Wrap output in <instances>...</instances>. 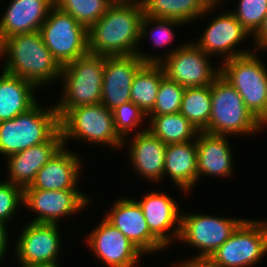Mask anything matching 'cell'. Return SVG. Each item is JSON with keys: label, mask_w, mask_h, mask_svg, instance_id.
Listing matches in <instances>:
<instances>
[{"label": "cell", "mask_w": 267, "mask_h": 267, "mask_svg": "<svg viewBox=\"0 0 267 267\" xmlns=\"http://www.w3.org/2000/svg\"><path fill=\"white\" fill-rule=\"evenodd\" d=\"M140 0L115 1L106 13L87 29L88 51L95 55L129 56L137 54L145 63H159L162 58L137 49L143 17ZM141 52V53H140Z\"/></svg>", "instance_id": "cell-1"}, {"label": "cell", "mask_w": 267, "mask_h": 267, "mask_svg": "<svg viewBox=\"0 0 267 267\" xmlns=\"http://www.w3.org/2000/svg\"><path fill=\"white\" fill-rule=\"evenodd\" d=\"M6 73L26 79L36 87L59 79L62 66L45 46L40 31L16 34L0 44Z\"/></svg>", "instance_id": "cell-2"}, {"label": "cell", "mask_w": 267, "mask_h": 267, "mask_svg": "<svg viewBox=\"0 0 267 267\" xmlns=\"http://www.w3.org/2000/svg\"><path fill=\"white\" fill-rule=\"evenodd\" d=\"M104 55L87 53L62 66L64 93L55 107L59 120L71 109L101 103Z\"/></svg>", "instance_id": "cell-3"}, {"label": "cell", "mask_w": 267, "mask_h": 267, "mask_svg": "<svg viewBox=\"0 0 267 267\" xmlns=\"http://www.w3.org/2000/svg\"><path fill=\"white\" fill-rule=\"evenodd\" d=\"M211 114L206 133L244 135L259 132L263 125L247 109L240 94L221 75L211 84Z\"/></svg>", "instance_id": "cell-4"}, {"label": "cell", "mask_w": 267, "mask_h": 267, "mask_svg": "<svg viewBox=\"0 0 267 267\" xmlns=\"http://www.w3.org/2000/svg\"><path fill=\"white\" fill-rule=\"evenodd\" d=\"M36 103L11 120L0 121V154L6 157L46 142L59 128L55 106L42 109Z\"/></svg>", "instance_id": "cell-5"}, {"label": "cell", "mask_w": 267, "mask_h": 267, "mask_svg": "<svg viewBox=\"0 0 267 267\" xmlns=\"http://www.w3.org/2000/svg\"><path fill=\"white\" fill-rule=\"evenodd\" d=\"M255 52L223 60L220 75L240 94L247 109L267 124V68Z\"/></svg>", "instance_id": "cell-6"}, {"label": "cell", "mask_w": 267, "mask_h": 267, "mask_svg": "<svg viewBox=\"0 0 267 267\" xmlns=\"http://www.w3.org/2000/svg\"><path fill=\"white\" fill-rule=\"evenodd\" d=\"M59 126L64 146L69 138L108 144L118 149L124 144L115 130L112 111L102 103L71 108L59 120Z\"/></svg>", "instance_id": "cell-7"}, {"label": "cell", "mask_w": 267, "mask_h": 267, "mask_svg": "<svg viewBox=\"0 0 267 267\" xmlns=\"http://www.w3.org/2000/svg\"><path fill=\"white\" fill-rule=\"evenodd\" d=\"M40 33L45 46L61 66L89 52L87 28L57 6L49 12Z\"/></svg>", "instance_id": "cell-8"}, {"label": "cell", "mask_w": 267, "mask_h": 267, "mask_svg": "<svg viewBox=\"0 0 267 267\" xmlns=\"http://www.w3.org/2000/svg\"><path fill=\"white\" fill-rule=\"evenodd\" d=\"M267 253V222L244 219L210 256L222 267H249Z\"/></svg>", "instance_id": "cell-9"}, {"label": "cell", "mask_w": 267, "mask_h": 267, "mask_svg": "<svg viewBox=\"0 0 267 267\" xmlns=\"http://www.w3.org/2000/svg\"><path fill=\"white\" fill-rule=\"evenodd\" d=\"M209 57L194 42L184 43L181 47L171 50L159 64L164 75L187 87L210 85L221 73L220 68H212ZM215 69V70H214Z\"/></svg>", "instance_id": "cell-10"}, {"label": "cell", "mask_w": 267, "mask_h": 267, "mask_svg": "<svg viewBox=\"0 0 267 267\" xmlns=\"http://www.w3.org/2000/svg\"><path fill=\"white\" fill-rule=\"evenodd\" d=\"M244 219L215 217L202 214H181L179 238L200 249L197 256H211Z\"/></svg>", "instance_id": "cell-11"}, {"label": "cell", "mask_w": 267, "mask_h": 267, "mask_svg": "<svg viewBox=\"0 0 267 267\" xmlns=\"http://www.w3.org/2000/svg\"><path fill=\"white\" fill-rule=\"evenodd\" d=\"M56 223L29 222L16 243V256L21 267L57 264L61 249Z\"/></svg>", "instance_id": "cell-12"}, {"label": "cell", "mask_w": 267, "mask_h": 267, "mask_svg": "<svg viewBox=\"0 0 267 267\" xmlns=\"http://www.w3.org/2000/svg\"><path fill=\"white\" fill-rule=\"evenodd\" d=\"M89 198L79 190L23 189V204L38 213L31 222L56 223L88 206Z\"/></svg>", "instance_id": "cell-13"}, {"label": "cell", "mask_w": 267, "mask_h": 267, "mask_svg": "<svg viewBox=\"0 0 267 267\" xmlns=\"http://www.w3.org/2000/svg\"><path fill=\"white\" fill-rule=\"evenodd\" d=\"M87 244L109 267H135L144 253L105 218L89 234Z\"/></svg>", "instance_id": "cell-14"}, {"label": "cell", "mask_w": 267, "mask_h": 267, "mask_svg": "<svg viewBox=\"0 0 267 267\" xmlns=\"http://www.w3.org/2000/svg\"><path fill=\"white\" fill-rule=\"evenodd\" d=\"M145 64L137 55L105 56L101 103L109 110L131 101V85Z\"/></svg>", "instance_id": "cell-15"}, {"label": "cell", "mask_w": 267, "mask_h": 267, "mask_svg": "<svg viewBox=\"0 0 267 267\" xmlns=\"http://www.w3.org/2000/svg\"><path fill=\"white\" fill-rule=\"evenodd\" d=\"M111 209L104 218L118 228L144 254L165 249V246L150 232L142 208L136 200L119 199Z\"/></svg>", "instance_id": "cell-16"}, {"label": "cell", "mask_w": 267, "mask_h": 267, "mask_svg": "<svg viewBox=\"0 0 267 267\" xmlns=\"http://www.w3.org/2000/svg\"><path fill=\"white\" fill-rule=\"evenodd\" d=\"M251 34L241 25L230 12L222 13L214 17L204 30L200 40L195 44L208 55H224V60L251 53V51H236L234 47L239 45ZM234 50V51H233Z\"/></svg>", "instance_id": "cell-17"}, {"label": "cell", "mask_w": 267, "mask_h": 267, "mask_svg": "<svg viewBox=\"0 0 267 267\" xmlns=\"http://www.w3.org/2000/svg\"><path fill=\"white\" fill-rule=\"evenodd\" d=\"M159 192L152 191L137 202L142 208L150 232L167 247L170 241L179 238L182 213L173 198Z\"/></svg>", "instance_id": "cell-18"}, {"label": "cell", "mask_w": 267, "mask_h": 267, "mask_svg": "<svg viewBox=\"0 0 267 267\" xmlns=\"http://www.w3.org/2000/svg\"><path fill=\"white\" fill-rule=\"evenodd\" d=\"M62 146L63 138L59 128L46 142L8 156L9 180L7 181L22 189L29 187L33 183L37 172Z\"/></svg>", "instance_id": "cell-19"}, {"label": "cell", "mask_w": 267, "mask_h": 267, "mask_svg": "<svg viewBox=\"0 0 267 267\" xmlns=\"http://www.w3.org/2000/svg\"><path fill=\"white\" fill-rule=\"evenodd\" d=\"M55 0H12L0 19V44L10 36L40 31Z\"/></svg>", "instance_id": "cell-20"}, {"label": "cell", "mask_w": 267, "mask_h": 267, "mask_svg": "<svg viewBox=\"0 0 267 267\" xmlns=\"http://www.w3.org/2000/svg\"><path fill=\"white\" fill-rule=\"evenodd\" d=\"M63 145L37 172L33 183L24 189L77 190L80 159ZM66 149V150H65Z\"/></svg>", "instance_id": "cell-21"}, {"label": "cell", "mask_w": 267, "mask_h": 267, "mask_svg": "<svg viewBox=\"0 0 267 267\" xmlns=\"http://www.w3.org/2000/svg\"><path fill=\"white\" fill-rule=\"evenodd\" d=\"M196 146L198 178L202 175L226 178L232 174L233 155L226 136L200 131Z\"/></svg>", "instance_id": "cell-22"}, {"label": "cell", "mask_w": 267, "mask_h": 267, "mask_svg": "<svg viewBox=\"0 0 267 267\" xmlns=\"http://www.w3.org/2000/svg\"><path fill=\"white\" fill-rule=\"evenodd\" d=\"M164 144L148 129L135 135L128 149L131 164L143 178L158 181L164 176L165 150Z\"/></svg>", "instance_id": "cell-23"}, {"label": "cell", "mask_w": 267, "mask_h": 267, "mask_svg": "<svg viewBox=\"0 0 267 267\" xmlns=\"http://www.w3.org/2000/svg\"><path fill=\"white\" fill-rule=\"evenodd\" d=\"M191 141L167 144L165 150L164 175L169 174L177 187L186 193L199 180L196 139Z\"/></svg>", "instance_id": "cell-24"}, {"label": "cell", "mask_w": 267, "mask_h": 267, "mask_svg": "<svg viewBox=\"0 0 267 267\" xmlns=\"http://www.w3.org/2000/svg\"><path fill=\"white\" fill-rule=\"evenodd\" d=\"M0 76V121L11 120L32 108L36 103L37 87L26 79L3 71Z\"/></svg>", "instance_id": "cell-25"}, {"label": "cell", "mask_w": 267, "mask_h": 267, "mask_svg": "<svg viewBox=\"0 0 267 267\" xmlns=\"http://www.w3.org/2000/svg\"><path fill=\"white\" fill-rule=\"evenodd\" d=\"M143 14L151 18L175 19L186 24L207 14L208 7L203 0H140Z\"/></svg>", "instance_id": "cell-26"}, {"label": "cell", "mask_w": 267, "mask_h": 267, "mask_svg": "<svg viewBox=\"0 0 267 267\" xmlns=\"http://www.w3.org/2000/svg\"><path fill=\"white\" fill-rule=\"evenodd\" d=\"M164 71L159 63H145L135 74L130 91L131 101L148 114L154 107Z\"/></svg>", "instance_id": "cell-27"}, {"label": "cell", "mask_w": 267, "mask_h": 267, "mask_svg": "<svg viewBox=\"0 0 267 267\" xmlns=\"http://www.w3.org/2000/svg\"><path fill=\"white\" fill-rule=\"evenodd\" d=\"M151 116L149 128L164 144L183 143L197 139L199 130L180 112Z\"/></svg>", "instance_id": "cell-28"}, {"label": "cell", "mask_w": 267, "mask_h": 267, "mask_svg": "<svg viewBox=\"0 0 267 267\" xmlns=\"http://www.w3.org/2000/svg\"><path fill=\"white\" fill-rule=\"evenodd\" d=\"M179 112L199 131H204L211 114L210 85L185 88Z\"/></svg>", "instance_id": "cell-29"}, {"label": "cell", "mask_w": 267, "mask_h": 267, "mask_svg": "<svg viewBox=\"0 0 267 267\" xmlns=\"http://www.w3.org/2000/svg\"><path fill=\"white\" fill-rule=\"evenodd\" d=\"M114 2V0H55V6L73 16L77 22L88 29Z\"/></svg>", "instance_id": "cell-30"}, {"label": "cell", "mask_w": 267, "mask_h": 267, "mask_svg": "<svg viewBox=\"0 0 267 267\" xmlns=\"http://www.w3.org/2000/svg\"><path fill=\"white\" fill-rule=\"evenodd\" d=\"M185 87L164 76L153 109L147 115L174 114L180 111Z\"/></svg>", "instance_id": "cell-31"}, {"label": "cell", "mask_w": 267, "mask_h": 267, "mask_svg": "<svg viewBox=\"0 0 267 267\" xmlns=\"http://www.w3.org/2000/svg\"><path fill=\"white\" fill-rule=\"evenodd\" d=\"M238 9L232 13L241 25L254 35L267 14V0H240Z\"/></svg>", "instance_id": "cell-32"}, {"label": "cell", "mask_w": 267, "mask_h": 267, "mask_svg": "<svg viewBox=\"0 0 267 267\" xmlns=\"http://www.w3.org/2000/svg\"><path fill=\"white\" fill-rule=\"evenodd\" d=\"M114 127L119 136L125 141V136L131 131L132 128L140 125L143 117L147 114L136 106L132 101L117 106L112 110Z\"/></svg>", "instance_id": "cell-33"}, {"label": "cell", "mask_w": 267, "mask_h": 267, "mask_svg": "<svg viewBox=\"0 0 267 267\" xmlns=\"http://www.w3.org/2000/svg\"><path fill=\"white\" fill-rule=\"evenodd\" d=\"M154 23L156 26H153L152 32L147 33V27L149 24ZM182 23L181 21L175 20V19H165V18H151L146 15H143L140 25V39H143L142 37H146L145 35H151V40H153V44H155V47H162L163 45L170 44L172 39L174 38V32L172 31L171 26L174 27V25L179 26Z\"/></svg>", "instance_id": "cell-34"}, {"label": "cell", "mask_w": 267, "mask_h": 267, "mask_svg": "<svg viewBox=\"0 0 267 267\" xmlns=\"http://www.w3.org/2000/svg\"><path fill=\"white\" fill-rule=\"evenodd\" d=\"M23 204V189L11 182H0V221L7 223Z\"/></svg>", "instance_id": "cell-35"}, {"label": "cell", "mask_w": 267, "mask_h": 267, "mask_svg": "<svg viewBox=\"0 0 267 267\" xmlns=\"http://www.w3.org/2000/svg\"><path fill=\"white\" fill-rule=\"evenodd\" d=\"M178 265L177 267H222L209 256H195Z\"/></svg>", "instance_id": "cell-36"}, {"label": "cell", "mask_w": 267, "mask_h": 267, "mask_svg": "<svg viewBox=\"0 0 267 267\" xmlns=\"http://www.w3.org/2000/svg\"><path fill=\"white\" fill-rule=\"evenodd\" d=\"M255 38V43L257 47L255 49H267V14L263 20L261 27L258 31L253 35Z\"/></svg>", "instance_id": "cell-37"}, {"label": "cell", "mask_w": 267, "mask_h": 267, "mask_svg": "<svg viewBox=\"0 0 267 267\" xmlns=\"http://www.w3.org/2000/svg\"><path fill=\"white\" fill-rule=\"evenodd\" d=\"M6 224L7 223L0 221V261L1 259H4L3 257L5 256L8 248L7 243L9 238H7Z\"/></svg>", "instance_id": "cell-38"}, {"label": "cell", "mask_w": 267, "mask_h": 267, "mask_svg": "<svg viewBox=\"0 0 267 267\" xmlns=\"http://www.w3.org/2000/svg\"><path fill=\"white\" fill-rule=\"evenodd\" d=\"M208 7H214V5L219 4L221 0H203Z\"/></svg>", "instance_id": "cell-39"}, {"label": "cell", "mask_w": 267, "mask_h": 267, "mask_svg": "<svg viewBox=\"0 0 267 267\" xmlns=\"http://www.w3.org/2000/svg\"><path fill=\"white\" fill-rule=\"evenodd\" d=\"M26 267H59L57 264H48V265H32Z\"/></svg>", "instance_id": "cell-40"}, {"label": "cell", "mask_w": 267, "mask_h": 267, "mask_svg": "<svg viewBox=\"0 0 267 267\" xmlns=\"http://www.w3.org/2000/svg\"><path fill=\"white\" fill-rule=\"evenodd\" d=\"M114 1H135V0H114Z\"/></svg>", "instance_id": "cell-41"}]
</instances>
